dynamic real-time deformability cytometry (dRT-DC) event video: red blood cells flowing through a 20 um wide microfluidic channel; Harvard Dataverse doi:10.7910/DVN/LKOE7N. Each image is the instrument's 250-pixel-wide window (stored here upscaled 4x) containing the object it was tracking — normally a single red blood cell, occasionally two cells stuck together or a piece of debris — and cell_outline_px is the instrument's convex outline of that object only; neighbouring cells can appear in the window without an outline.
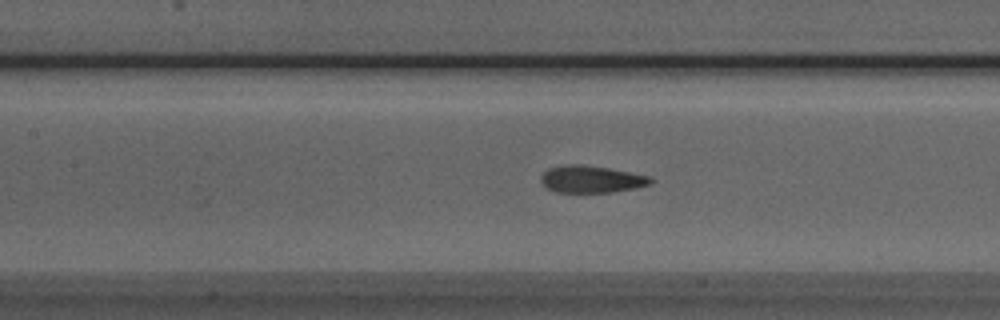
{"species": "Egyptian fruit bat (a non-hibernating species)", "species_latin": "Rousettus aegyptiacus", "temperature_condition": "room temperature", "stored_images_in_passage": 33, "camera_frame_rate_fps": 3000, "um_per_image_px": 0.085, "animal": {"sex": "male"}, "frame": {"image": 1, "passage_image": 10, "time_ms": 3.0, "image_size_px": [1000, 320], "cell_outline_px": [[656, 180], [652, 184], [636, 188], [612, 192], [556, 192], [548, 188], [540, 180], [540, 176], [548, 168], [564, 164], [584, 164], [608, 168], [652, 176]], "centroid_in_image_um": [50.31, 15.22], "position_along_channel_um": 157.1, "area_um2": 17.57}}
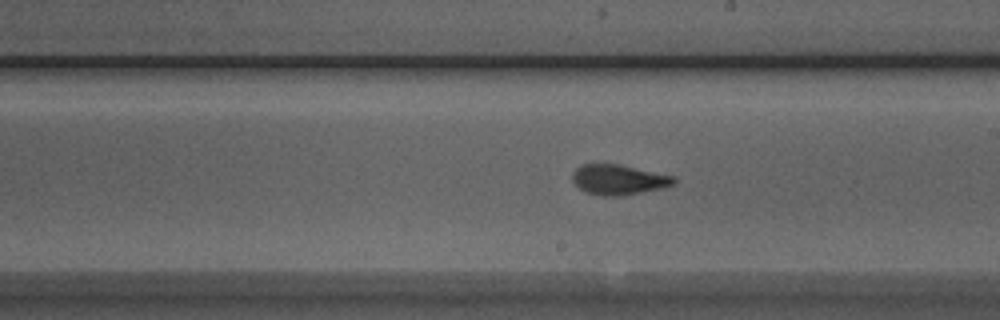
{"frame": {"image": 2, "passage_image": 16, "time_ms": 5.0, "image_size_px": [1000, 320], "cell_outline_px": [[676, 184], [660, 188], [624, 196], [604, 196], [584, 192], [572, 180], [572, 172], [580, 164], [620, 164], [676, 176]], "centroid_in_image_um": [52.59, 15.26], "position_along_channel_um": 236.4, "area_um2": 18.03}}
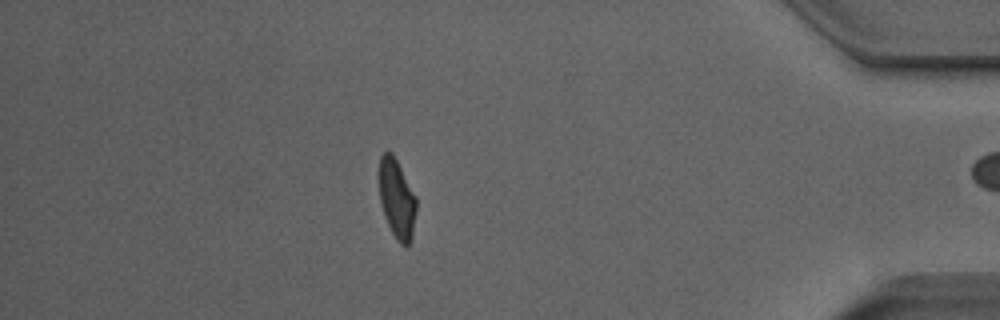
{"frame": {"image": 3, "passage_image": 32, "time_ms": 10.333, "image_size_px": [1000, 320], "cell_outline_px": [[416, 212], [412, 236], [408, 244], [400, 244], [396, 240], [384, 216], [380, 204], [380, 156], [384, 152], [392, 152], [416, 196]], "centroid_in_image_um": [33.73, 16.91], "position_along_channel_um": 401.5, "area_um2": 16.94}, "authors_computed_cell_mechanics": {"area_um2": 17.918, "velocity_mm_per_s": 3.9778, "shape_relaxation_time_tau1_ms": 6.9123, "shape_relaxation_time_tau2_ms": 1.2651, "deformation_change_tau1": 0.195, "deformation_change_tau2": 0.0673}}